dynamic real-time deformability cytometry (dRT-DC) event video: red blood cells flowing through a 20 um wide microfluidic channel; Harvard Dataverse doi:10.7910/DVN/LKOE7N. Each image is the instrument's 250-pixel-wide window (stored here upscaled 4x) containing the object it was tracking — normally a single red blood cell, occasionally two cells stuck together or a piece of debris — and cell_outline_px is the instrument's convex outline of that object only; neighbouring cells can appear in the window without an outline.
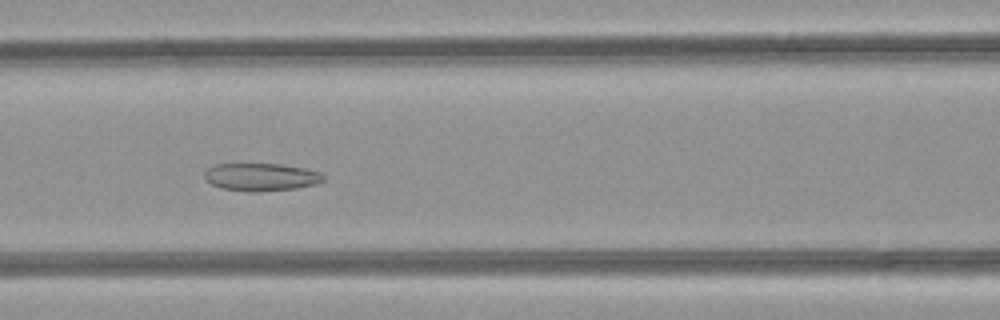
{"species": "common noctule bat (a hibernating species)", "species_latin": "Nyctalus noctula", "temperature_condition": "room temperature", "stored_images_in_passage": 39, "camera_frame_rate_fps": 3000, "um_per_image_px": 0.085, "animal": {"sex": "female", "body_mass_g": 21.9}, "frame": {"image": 1, "passage_image": 11, "time_ms": 3.333, "image_size_px": [1000, 320], "cell_outline_px": [[324, 180], [312, 184], [296, 188], [260, 192], [252, 192], [220, 188], [204, 180], [204, 172], [212, 164], [280, 164], [308, 168], [320, 172], [324, 176]], "centroid_in_image_um": [22.15, 15.04], "position_along_channel_um": 144.4, "area_um2": 19.36}}
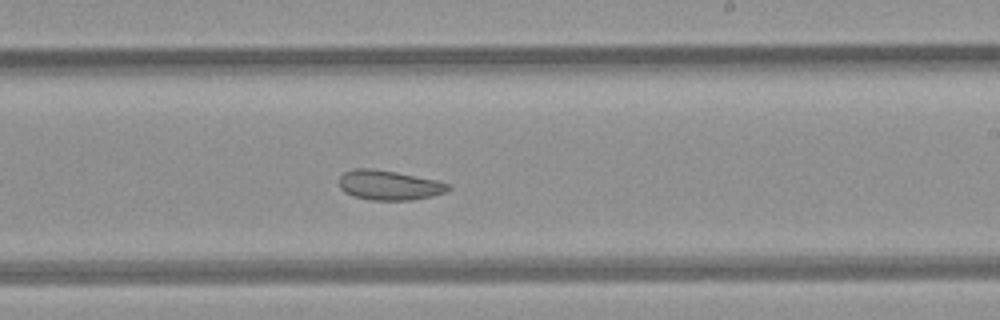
{"frame": {"image": 2, "passage_image": 19, "time_ms": 6.0, "image_size_px": [1000, 320], "cell_outline_px": [[452, 188], [448, 192], [432, 196], [412, 200], [372, 200], [352, 196], [344, 192], [340, 188], [340, 176], [344, 172], [352, 168], [372, 168], [396, 172], [436, 180], [448, 184]], "centroid_in_image_um": [33.07, 15.74], "position_along_channel_um": 255.9, "area_um2": 19.02}}
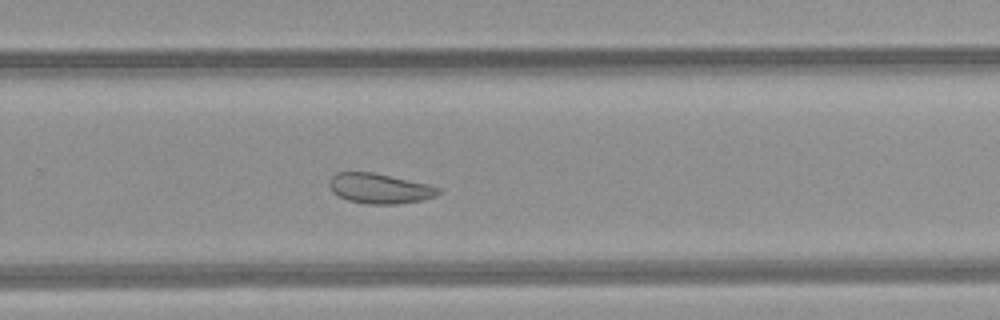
{"frame": {"image": 3, "passage_image": 22, "time_ms": 7.0, "image_size_px": [1000, 320], "cell_outline_px": [[440, 192], [436, 196], [424, 200], [396, 204], [368, 204], [348, 200], [332, 192], [328, 184], [328, 180], [336, 172], [372, 172], [428, 184], [440, 188]], "centroid_in_image_um": [32.25, 16.02], "position_along_channel_um": 297.5, "area_um2": 19.13}, "authors_computed_cell_mechanics": {"area_um2": 21.3282, "velocity_mm_per_s": 4.1974, "shape_relaxation_time_tau1_ms": null, "shape_relaxation_time_tau2_ms": 3.6785, "deformation_change_tau1": null, "deformation_change_tau2": 0.0854}}